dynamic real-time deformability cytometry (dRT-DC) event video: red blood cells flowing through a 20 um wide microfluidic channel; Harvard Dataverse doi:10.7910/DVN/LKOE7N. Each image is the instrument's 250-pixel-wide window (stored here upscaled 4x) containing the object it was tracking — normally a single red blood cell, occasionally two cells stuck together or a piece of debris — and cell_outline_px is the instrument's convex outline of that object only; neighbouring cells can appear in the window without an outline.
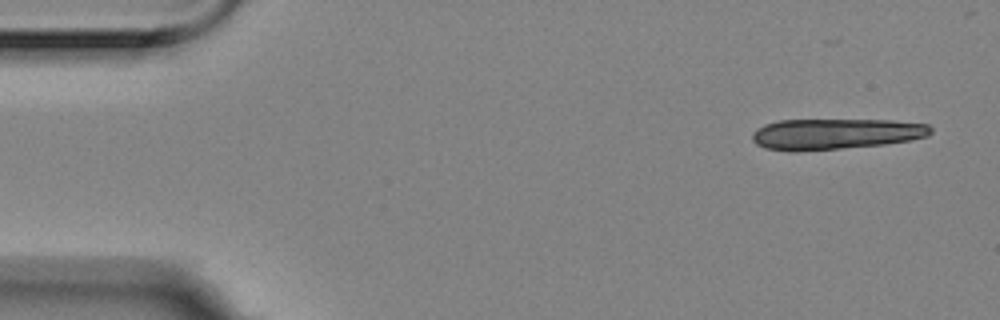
{"species": "Egyptian fruit bat (a non-hibernating species)", "species_latin": "Rousettus aegyptiacus", "temperature_condition": "room temperature", "stored_images_in_passage": 5, "camera_frame_rate_fps": 3000, "um_per_image_px": 0.085, "animal": {"sex": "female"}, "frame": {"image": 1, "passage_image": 1, "time_ms": 0.0, "image_size_px": [1000, 320], "cell_outline_px": [[932, 132], [928, 136], [912, 140], [884, 144], [796, 152], [788, 152], [764, 148], [756, 144], [752, 140], [752, 132], [756, 128], [764, 124], [780, 120], [892, 120], [928, 124], [932, 128]], "centroid_in_image_um": [70.98, 11.39], "position_along_channel_um": 14.0, "area_um2": 32.37}}